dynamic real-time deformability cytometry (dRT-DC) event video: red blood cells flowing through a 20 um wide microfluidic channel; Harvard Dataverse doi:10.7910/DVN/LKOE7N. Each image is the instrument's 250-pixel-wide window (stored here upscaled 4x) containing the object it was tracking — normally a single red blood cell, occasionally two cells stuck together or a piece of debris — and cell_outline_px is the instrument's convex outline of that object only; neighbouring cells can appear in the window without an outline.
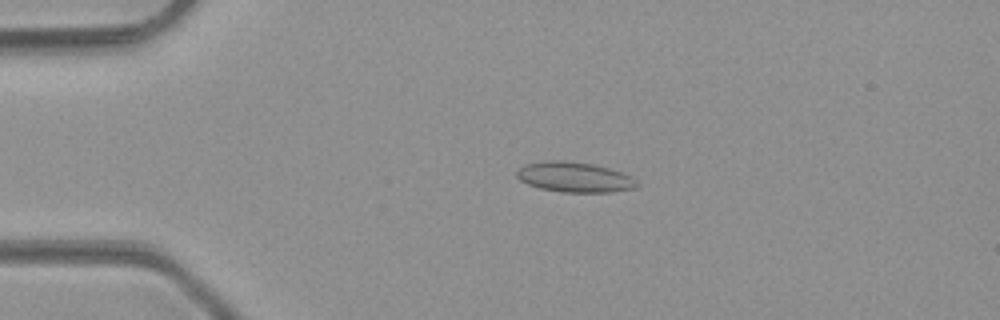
{"species": "common noctule bat (a hibernating species)", "species_latin": "Nyctalus noctula", "temperature_condition": "room temperature", "stored_images_in_passage": 49, "camera_frame_rate_fps": 3000, "um_per_image_px": 0.085, "animal": {"sex": "male", "body_mass_g": 23.1, "forearm_length_mm": 52.7}, "frame": {"image": 1, "passage_image": 11, "time_ms": 3.333, "image_size_px": [1000, 320], "cell_outline_px": [[640, 184], [636, 188], [608, 192], [564, 192], [540, 188], [528, 184], [520, 180], [516, 176], [516, 172], [524, 164], [544, 160], [564, 160], [592, 164], [608, 168], [632, 176]], "centroid_in_image_um": [48.83, 15.05], "position_along_channel_um": 36.2, "area_um2": 21.15}}
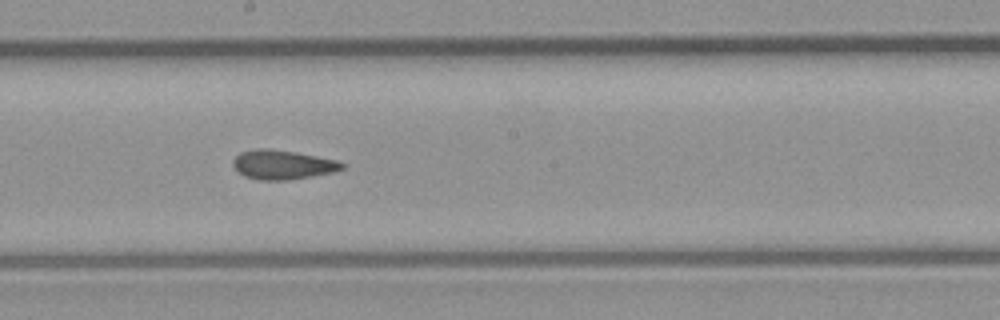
{"frame": {"image": 2, "passage_image": 27, "time_ms": 8.667, "image_size_px": [1000, 320], "cell_outline_px": [[348, 164], [344, 168], [332, 172], [312, 176], [288, 180], [260, 180], [244, 176], [232, 164], [232, 160], [240, 152], [256, 148], [268, 148], [296, 152], [336, 160]], "centroid_in_image_um": [24.02, 13.99], "position_along_channel_um": 224.2, "area_um2": 18.61}}
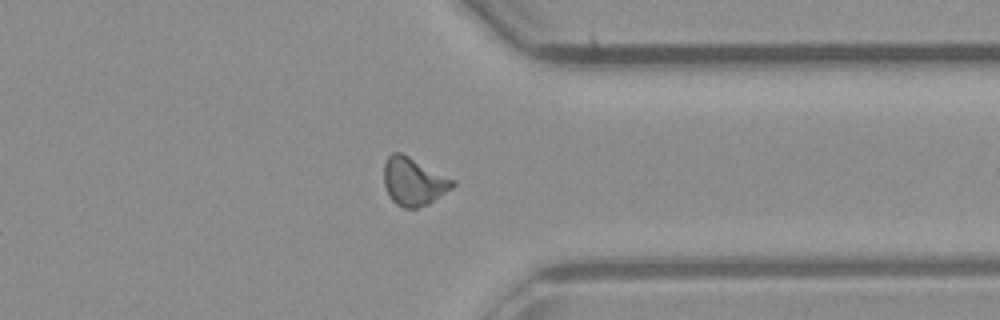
{"frame": {"image": 3, "passage_image": 38, "time_ms": 12.333, "image_size_px": [1000, 320], "cell_outline_px": [[456, 184], [452, 188], [428, 204], [416, 208], [404, 208], [396, 204], [388, 196], [384, 184], [384, 160], [392, 152], [400, 152], [456, 180]], "centroid_in_image_um": [35.14, 15.43], "position_along_channel_um": 376.3, "area_um2": 19.25}, "authors_computed_cell_mechanics": {"area_um2": 18.7272, "velocity_mm_per_s": 4.2636, "shape_relaxation_time_tau1_ms": null, "shape_relaxation_time_tau2_ms": 2.0505, "deformation_change_tau1": null, "deformation_change_tau2": 0.0778}}